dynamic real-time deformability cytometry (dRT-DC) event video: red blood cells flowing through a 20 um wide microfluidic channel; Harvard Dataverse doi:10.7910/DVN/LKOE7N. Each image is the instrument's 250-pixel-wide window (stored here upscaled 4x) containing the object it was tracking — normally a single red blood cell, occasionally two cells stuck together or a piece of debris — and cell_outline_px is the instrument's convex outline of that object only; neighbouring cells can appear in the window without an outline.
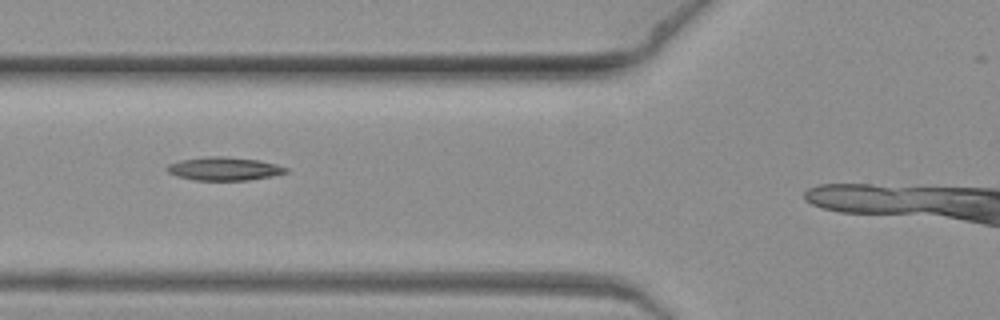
{"species": "common noctule bat (a hibernating species)", "species_latin": "Nyctalus noctula", "temperature_condition": "warm", "stored_images_in_passage": 7, "segment_of_instrument_passage": [1, 2], "camera_frame_rate_fps": 3000, "um_per_image_px": 0.085, "animal": {"sex": "female", "body_mass_g": 19.3, "forearm_length_mm": 54.1}, "frame": {"image": 1, "passage_image": 5, "time_ms": 1.333, "image_size_px": [1000, 320], "cell_outline_px": [[288, 172], [272, 176], [248, 180], [196, 180], [176, 176], [168, 172], [164, 168], [168, 164], [180, 160], [208, 156], [228, 156], [260, 160], [276, 164], [288, 168]], "centroid_in_image_um": [19.04, 14.33], "position_along_channel_um": 106.8, "area_um2": 16.3}}